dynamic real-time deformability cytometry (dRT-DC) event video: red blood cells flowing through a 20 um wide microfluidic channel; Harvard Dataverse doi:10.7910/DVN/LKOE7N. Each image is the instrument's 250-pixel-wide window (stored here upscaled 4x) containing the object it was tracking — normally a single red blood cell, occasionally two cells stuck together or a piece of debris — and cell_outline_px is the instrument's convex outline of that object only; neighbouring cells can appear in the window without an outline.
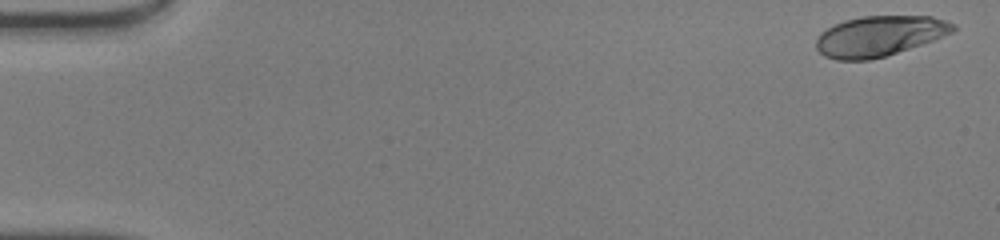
{"species": "human", "species_latin": "Homo sapiens", "temperature_condition": "warm", "stored_images_in_passage": 49, "camera_frame_rate_fps": 3000, "um_per_image_px": 0.085, "donor": {"sex": "male"}, "frame": {"image": 1, "passage_image": 2, "time_ms": 0.333, "image_size_px": [1000, 240], "cell_outline_px": [[956, 28], [952, 32], [932, 40], [884, 56], [868, 60], [836, 60], [824, 56], [816, 48], [816, 40], [820, 32], [844, 20], [860, 16], [932, 16], [956, 24]], "centroid_in_image_um": [74.71, 3.05], "position_along_channel_um": 10.3, "area_um2": 31.91}}
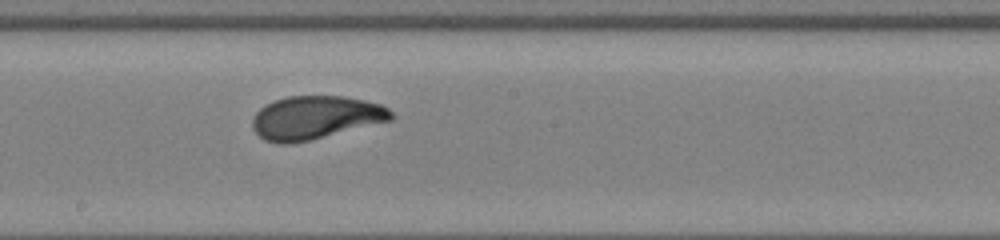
{"frame": {"image": 2, "passage_image": 28, "time_ms": 9.0, "image_size_px": [1000, 240], "cell_outline_px": [[396, 116], [392, 120], [292, 144], [280, 144], [264, 140], [252, 128], [252, 116], [264, 104], [272, 100], [288, 96], [344, 96], [364, 100], [380, 104], [388, 108]], "centroid_in_image_um": [26.78, 9.98], "position_along_channel_um": 221.4, "area_um2": 35.14}}
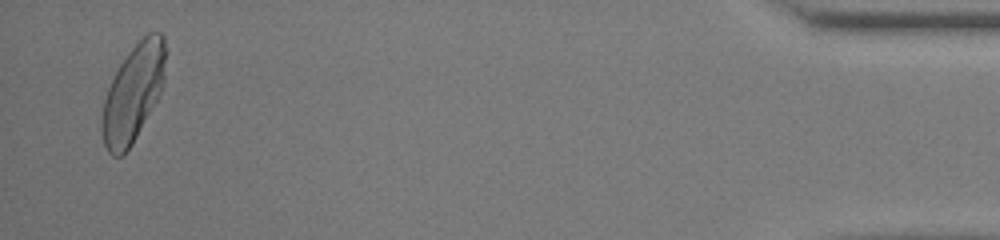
{"frame": {"image": 3, "passage_image": 48, "time_ms": 15.667, "image_size_px": [1000, 240], "cell_outline_px": [[168, 52], [164, 84], [156, 100], [132, 144], [120, 156], [112, 156], [108, 152], [104, 144], [100, 128], [100, 120], [104, 100], [108, 88], [120, 64], [132, 48], [148, 32], [160, 32], [164, 36]], "centroid_in_image_um": [11.34, 7.88], "position_along_channel_um": 423.9, "area_um2": 36.13}, "authors_computed_cell_mechanics": {"area_um2": 34.3332, "velocity_mm_per_s": 4.2654, "shape_relaxation_time_tau1_ms": 3.5183, "shape_relaxation_time_tau2_ms": 0.6511, "deformation_change_tau1": 0.2131, "deformation_change_tau2": 0.0672}}